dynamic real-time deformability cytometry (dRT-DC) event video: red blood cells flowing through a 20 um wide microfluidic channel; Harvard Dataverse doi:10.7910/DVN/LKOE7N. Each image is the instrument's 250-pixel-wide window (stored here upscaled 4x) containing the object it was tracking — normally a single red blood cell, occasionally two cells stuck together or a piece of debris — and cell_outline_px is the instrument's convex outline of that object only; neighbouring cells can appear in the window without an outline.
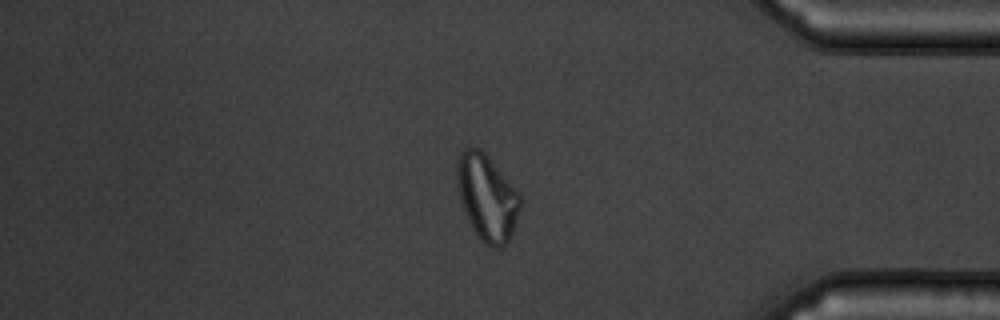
{"species": "common noctule bat (a hibernating species)", "species_latin": "Nyctalus noctula", "temperature_condition": "warm", "stored_images_in_passage": 55, "camera_frame_rate_fps": 3000, "um_per_image_px": 0.085, "animal": {"sex": "male", "body_mass_g": 19.5, "forearm_length_mm": 54.6}, "frame": {"image": 1, "passage_image": 47, "time_ms": 15.333, "image_size_px": [1000, 320], "cell_outline_px": [[520, 208], [512, 232], [508, 240], [500, 248], [492, 248], [484, 244], [480, 240], [472, 228], [468, 220], [460, 200], [456, 188], [456, 164], [460, 152], [464, 148], [480, 148], [488, 156], [520, 192]], "centroid_in_image_um": [41.37, 16.77], "position_along_channel_um": 393.8, "area_um2": 31.91}}
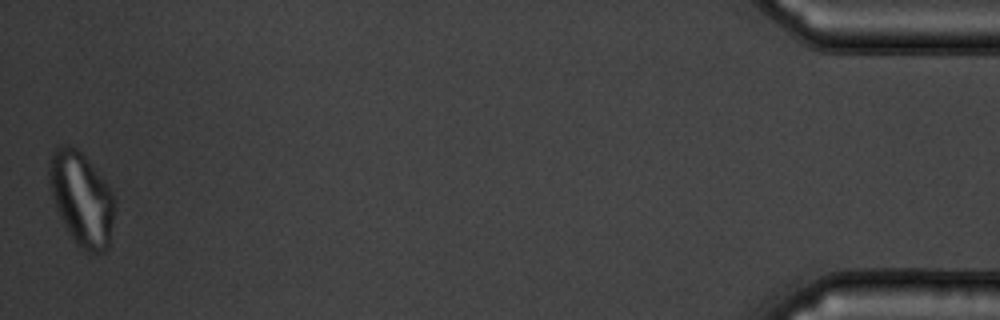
{"frame": {"image": 2, "passage_image": 55, "time_ms": 18.0, "image_size_px": [1000, 320], "cell_outline_px": [[116, 208], [108, 248], [104, 252], [88, 252], [76, 244], [64, 224], [56, 208], [52, 196], [48, 180], [48, 164], [52, 152], [56, 144], [68, 144], [76, 148], [88, 160], [104, 180], [112, 192], [116, 200]], "centroid_in_image_um": [6.93, 16.87], "position_along_channel_um": 428.3, "area_um2": 35.89}}